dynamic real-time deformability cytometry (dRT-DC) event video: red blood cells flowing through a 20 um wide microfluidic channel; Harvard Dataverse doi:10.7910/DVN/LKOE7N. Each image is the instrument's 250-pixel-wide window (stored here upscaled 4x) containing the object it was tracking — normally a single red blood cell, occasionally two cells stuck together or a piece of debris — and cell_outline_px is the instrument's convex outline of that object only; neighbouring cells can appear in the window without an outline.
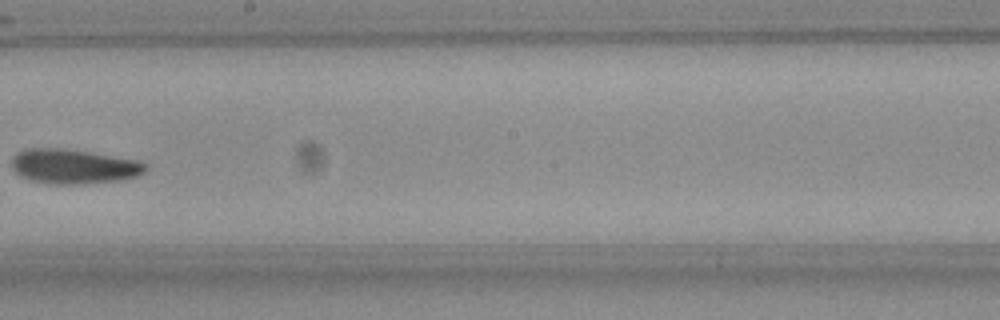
{"species": "Egyptian fruit bat (a non-hibernating species)", "species_latin": "Rousettus aegyptiacus", "temperature_condition": "room temperature", "stored_images_in_passage": 6, "camera_frame_rate_fps": 3000, "um_per_image_px": 0.085, "frame": {"image": 1, "passage_image": 5, "time_ms": 1.333, "image_size_px": [1000, 320], "cell_outline_px": [[148, 168], [140, 176], [120, 180], [84, 184], [52, 184], [28, 180], [20, 176], [12, 168], [12, 156], [16, 152], [28, 148], [60, 148], [88, 152], [136, 160], [148, 164]], "centroid_in_image_um": [6.25, 14.16], "position_along_channel_um": 242.0, "area_um2": 27.17}}
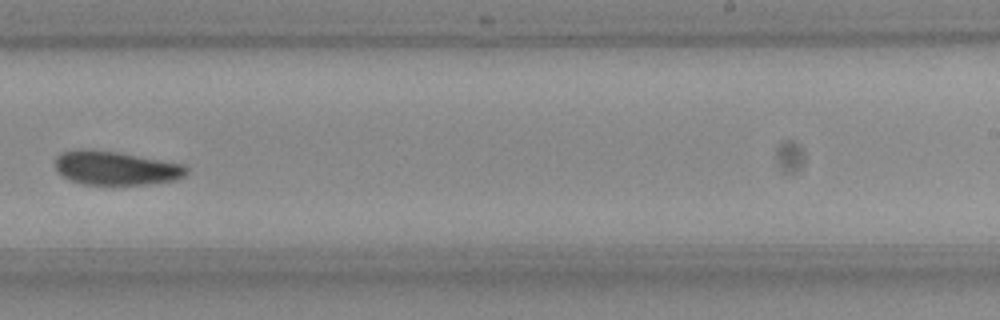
{"frame": {"image": 2, "passage_image": 6, "time_ms": 1.667, "image_size_px": [1000, 320], "cell_outline_px": [[188, 172], [184, 176], [176, 180], [148, 184], [84, 184], [72, 180], [64, 176], [56, 168], [56, 156], [60, 152], [76, 148], [80, 148], [116, 152], [184, 164], [188, 168]], "centroid_in_image_um": [9.85, 14.27], "position_along_channel_um": 279.2, "area_um2": 25.72}}